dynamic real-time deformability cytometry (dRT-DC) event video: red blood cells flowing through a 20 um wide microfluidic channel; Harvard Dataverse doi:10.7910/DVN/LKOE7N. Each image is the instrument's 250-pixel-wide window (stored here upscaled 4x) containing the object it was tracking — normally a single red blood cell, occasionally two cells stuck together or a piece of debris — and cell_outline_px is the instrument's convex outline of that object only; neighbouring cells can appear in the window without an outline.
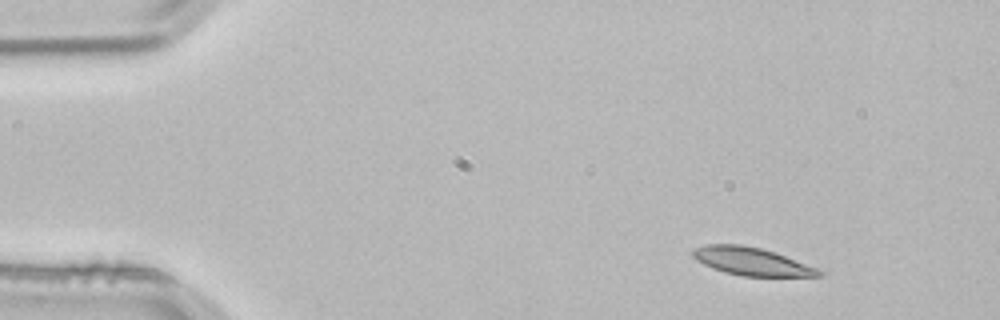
{"species": "common noctule bat (a hibernating species)", "species_latin": "Nyctalus noctula", "temperature_condition": "room temperature", "stored_images_in_passage": 3, "camera_frame_rate_fps": 3000, "um_per_image_px": 0.085, "animal": {"sex": "male", "body_mass_g": 21.5, "forearm_length_mm": 52.0}, "frame": {"image": 1, "passage_image": 1, "time_ms": 0.0, "image_size_px": [1000, 320], "cell_outline_px": [[824, 276], [744, 276], [724, 272], [712, 268], [696, 260], [692, 256], [692, 248], [708, 244], [740, 244], [760, 248], [784, 256], [816, 268], [824, 272]], "centroid_in_image_um": [63.83, 22.22], "position_along_channel_um": 21.2, "area_um2": 20.23}}
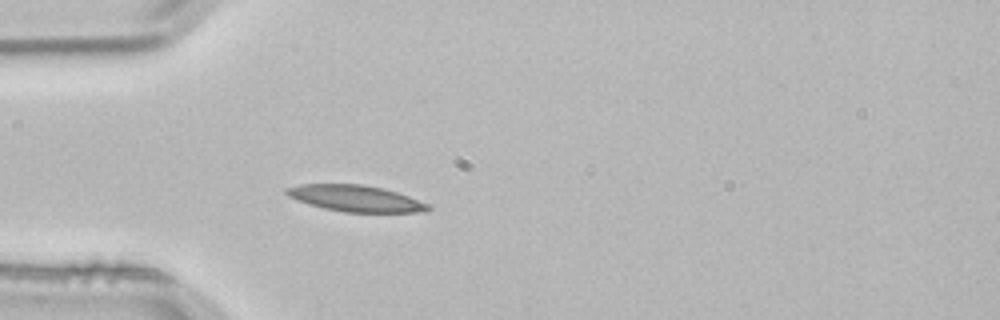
{"frame": {"image": 2, "passage_image": 3, "time_ms": 0.667, "image_size_px": [1000, 320], "cell_outline_px": [[432, 208], [424, 212], [344, 212], [324, 208], [308, 204], [296, 200], [288, 196], [284, 192], [284, 188], [300, 184], [364, 184], [384, 188], [408, 196], [428, 204]], "centroid_in_image_um": [30.19, 16.86], "position_along_channel_um": 54.8, "area_um2": 21.79}}